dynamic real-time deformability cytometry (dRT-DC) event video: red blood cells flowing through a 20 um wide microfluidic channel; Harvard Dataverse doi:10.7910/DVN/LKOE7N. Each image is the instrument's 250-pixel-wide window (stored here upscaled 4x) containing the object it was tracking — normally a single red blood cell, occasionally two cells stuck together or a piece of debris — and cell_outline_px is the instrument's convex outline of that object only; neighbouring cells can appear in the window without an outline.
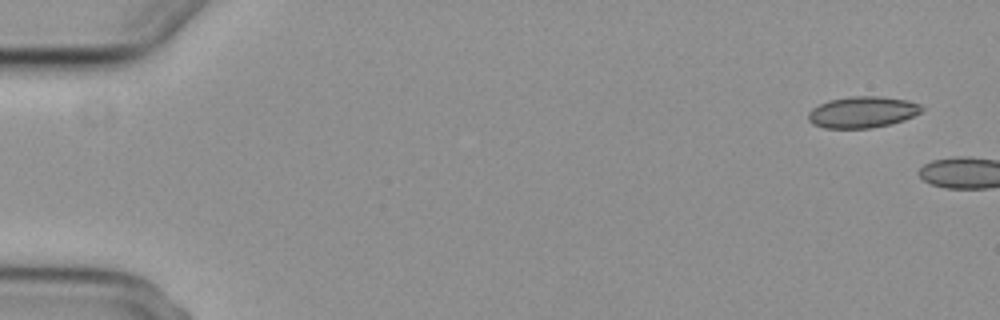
{"species": "common noctule bat (a hibernating species)", "species_latin": "Nyctalus noctula", "temperature_condition": "cold", "stored_images_in_passage": 2, "camera_frame_rate_fps": 3000, "um_per_image_px": 0.085, "animal": {"sex": "female", "body_mass_g": 29.2, "forearm_length_mm": 56.3}, "frame": {"image": 1, "passage_image": 1, "time_ms": 0.0, "image_size_px": [1000, 320], "cell_outline_px": [[924, 108], [920, 112], [904, 120], [892, 124], [868, 128], [824, 128], [812, 124], [808, 120], [808, 112], [812, 108], [828, 100], [848, 96], [880, 96], [908, 100], [920, 104]], "centroid_in_image_um": [73.29, 9.52], "position_along_channel_um": 11.7, "area_um2": 20.87}}